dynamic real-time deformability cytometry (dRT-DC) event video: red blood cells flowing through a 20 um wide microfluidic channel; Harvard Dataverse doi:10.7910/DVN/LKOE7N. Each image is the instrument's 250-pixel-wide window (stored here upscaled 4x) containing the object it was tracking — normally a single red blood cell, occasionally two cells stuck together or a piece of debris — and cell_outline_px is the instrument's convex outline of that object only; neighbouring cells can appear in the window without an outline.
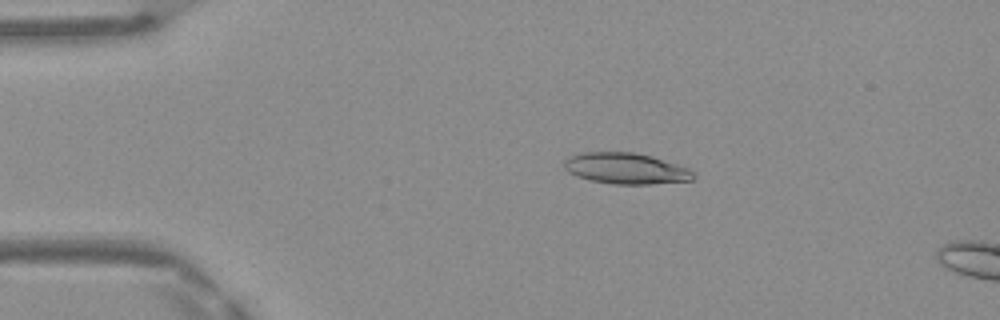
{"species": "Egyptian fruit bat (a non-hibernating species)", "species_latin": "Rousettus aegyptiacus", "temperature_condition": "warm", "stored_images_in_passage": 14, "camera_frame_rate_fps": 3000, "um_per_image_px": 0.085, "frame": {"image": 1, "passage_image": 10, "time_ms": 3.0, "image_size_px": [1000, 320], "cell_outline_px": [[696, 176], [692, 180], [652, 184], [612, 184], [592, 180], [576, 176], [568, 172], [564, 168], [564, 160], [568, 156], [584, 152], [636, 152], [652, 156], [688, 168]], "centroid_in_image_um": [53.18, 14.31], "position_along_channel_um": 31.8, "area_um2": 23.41}}